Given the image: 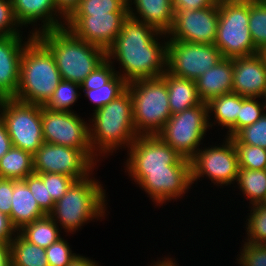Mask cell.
I'll return each mask as SVG.
<instances>
[{"instance_id": "obj_1", "label": "cell", "mask_w": 266, "mask_h": 266, "mask_svg": "<svg viewBox=\"0 0 266 266\" xmlns=\"http://www.w3.org/2000/svg\"><path fill=\"white\" fill-rule=\"evenodd\" d=\"M167 46V34L128 15L106 55L113 65H121L116 74L128 83L161 77L167 71Z\"/></svg>"}, {"instance_id": "obj_2", "label": "cell", "mask_w": 266, "mask_h": 266, "mask_svg": "<svg viewBox=\"0 0 266 266\" xmlns=\"http://www.w3.org/2000/svg\"><path fill=\"white\" fill-rule=\"evenodd\" d=\"M93 114V115H92ZM88 118L93 153L102 158L127 149L138 136L134 127L132 97L127 89ZM111 153V154H110ZM105 154V155H104Z\"/></svg>"}, {"instance_id": "obj_3", "label": "cell", "mask_w": 266, "mask_h": 266, "mask_svg": "<svg viewBox=\"0 0 266 266\" xmlns=\"http://www.w3.org/2000/svg\"><path fill=\"white\" fill-rule=\"evenodd\" d=\"M94 174L75 180L48 214L66 234H74L90 221H102L108 215L106 189Z\"/></svg>"}, {"instance_id": "obj_4", "label": "cell", "mask_w": 266, "mask_h": 266, "mask_svg": "<svg viewBox=\"0 0 266 266\" xmlns=\"http://www.w3.org/2000/svg\"><path fill=\"white\" fill-rule=\"evenodd\" d=\"M36 37L54 56L62 80L81 84L106 59V51L76 37L66 27L38 33Z\"/></svg>"}, {"instance_id": "obj_5", "label": "cell", "mask_w": 266, "mask_h": 266, "mask_svg": "<svg viewBox=\"0 0 266 266\" xmlns=\"http://www.w3.org/2000/svg\"><path fill=\"white\" fill-rule=\"evenodd\" d=\"M62 80L54 56L34 36L21 55L19 85L16 100L44 106Z\"/></svg>"}, {"instance_id": "obj_6", "label": "cell", "mask_w": 266, "mask_h": 266, "mask_svg": "<svg viewBox=\"0 0 266 266\" xmlns=\"http://www.w3.org/2000/svg\"><path fill=\"white\" fill-rule=\"evenodd\" d=\"M134 127L138 136L157 135L171 117L168 91L162 77L128 82Z\"/></svg>"}, {"instance_id": "obj_7", "label": "cell", "mask_w": 266, "mask_h": 266, "mask_svg": "<svg viewBox=\"0 0 266 266\" xmlns=\"http://www.w3.org/2000/svg\"><path fill=\"white\" fill-rule=\"evenodd\" d=\"M249 0H219V20L214 45L222 57L259 53L249 29Z\"/></svg>"}, {"instance_id": "obj_8", "label": "cell", "mask_w": 266, "mask_h": 266, "mask_svg": "<svg viewBox=\"0 0 266 266\" xmlns=\"http://www.w3.org/2000/svg\"><path fill=\"white\" fill-rule=\"evenodd\" d=\"M209 128L207 104L171 115L157 134L184 159L191 160L200 149Z\"/></svg>"}, {"instance_id": "obj_9", "label": "cell", "mask_w": 266, "mask_h": 266, "mask_svg": "<svg viewBox=\"0 0 266 266\" xmlns=\"http://www.w3.org/2000/svg\"><path fill=\"white\" fill-rule=\"evenodd\" d=\"M0 118L6 126L13 147L34 155L44 143L41 105L14 98H1Z\"/></svg>"}, {"instance_id": "obj_10", "label": "cell", "mask_w": 266, "mask_h": 266, "mask_svg": "<svg viewBox=\"0 0 266 266\" xmlns=\"http://www.w3.org/2000/svg\"><path fill=\"white\" fill-rule=\"evenodd\" d=\"M224 139L218 145L215 143L214 146H201L190 160L192 184L197 185L198 180L204 176L220 188L236 183L239 171L238 154L233 140L229 137Z\"/></svg>"}, {"instance_id": "obj_11", "label": "cell", "mask_w": 266, "mask_h": 266, "mask_svg": "<svg viewBox=\"0 0 266 266\" xmlns=\"http://www.w3.org/2000/svg\"><path fill=\"white\" fill-rule=\"evenodd\" d=\"M77 114L41 106L44 142L79 149L97 165L100 159L91 147L89 123Z\"/></svg>"}, {"instance_id": "obj_12", "label": "cell", "mask_w": 266, "mask_h": 266, "mask_svg": "<svg viewBox=\"0 0 266 266\" xmlns=\"http://www.w3.org/2000/svg\"><path fill=\"white\" fill-rule=\"evenodd\" d=\"M126 173L156 207L182 199L193 185L190 165H169V171Z\"/></svg>"}, {"instance_id": "obj_13", "label": "cell", "mask_w": 266, "mask_h": 266, "mask_svg": "<svg viewBox=\"0 0 266 266\" xmlns=\"http://www.w3.org/2000/svg\"><path fill=\"white\" fill-rule=\"evenodd\" d=\"M223 57L214 44L168 40L167 72L195 81Z\"/></svg>"}, {"instance_id": "obj_14", "label": "cell", "mask_w": 266, "mask_h": 266, "mask_svg": "<svg viewBox=\"0 0 266 266\" xmlns=\"http://www.w3.org/2000/svg\"><path fill=\"white\" fill-rule=\"evenodd\" d=\"M125 172L169 171V165H190L158 135H140L129 146Z\"/></svg>"}, {"instance_id": "obj_15", "label": "cell", "mask_w": 266, "mask_h": 266, "mask_svg": "<svg viewBox=\"0 0 266 266\" xmlns=\"http://www.w3.org/2000/svg\"><path fill=\"white\" fill-rule=\"evenodd\" d=\"M173 9L174 19L167 33L168 40L214 44L219 20V0L203 9Z\"/></svg>"}, {"instance_id": "obj_16", "label": "cell", "mask_w": 266, "mask_h": 266, "mask_svg": "<svg viewBox=\"0 0 266 266\" xmlns=\"http://www.w3.org/2000/svg\"><path fill=\"white\" fill-rule=\"evenodd\" d=\"M34 173H60L82 180L96 165L79 149L44 142L33 155Z\"/></svg>"}, {"instance_id": "obj_17", "label": "cell", "mask_w": 266, "mask_h": 266, "mask_svg": "<svg viewBox=\"0 0 266 266\" xmlns=\"http://www.w3.org/2000/svg\"><path fill=\"white\" fill-rule=\"evenodd\" d=\"M129 12H110L107 15H71L65 27L76 37L107 50L120 33Z\"/></svg>"}, {"instance_id": "obj_18", "label": "cell", "mask_w": 266, "mask_h": 266, "mask_svg": "<svg viewBox=\"0 0 266 266\" xmlns=\"http://www.w3.org/2000/svg\"><path fill=\"white\" fill-rule=\"evenodd\" d=\"M11 2L16 20L21 27L32 26L31 31H28L31 35L36 36L43 31L65 27L66 19L57 11L54 0H11Z\"/></svg>"}, {"instance_id": "obj_19", "label": "cell", "mask_w": 266, "mask_h": 266, "mask_svg": "<svg viewBox=\"0 0 266 266\" xmlns=\"http://www.w3.org/2000/svg\"><path fill=\"white\" fill-rule=\"evenodd\" d=\"M23 36L0 37V99L13 98L17 92L21 55L25 45L34 37L30 34L28 38Z\"/></svg>"}, {"instance_id": "obj_20", "label": "cell", "mask_w": 266, "mask_h": 266, "mask_svg": "<svg viewBox=\"0 0 266 266\" xmlns=\"http://www.w3.org/2000/svg\"><path fill=\"white\" fill-rule=\"evenodd\" d=\"M266 90V64L257 53L233 58L232 92L243 97L261 98Z\"/></svg>"}, {"instance_id": "obj_21", "label": "cell", "mask_w": 266, "mask_h": 266, "mask_svg": "<svg viewBox=\"0 0 266 266\" xmlns=\"http://www.w3.org/2000/svg\"><path fill=\"white\" fill-rule=\"evenodd\" d=\"M129 15L160 33L167 34L173 24L172 0H127ZM134 8H133V7Z\"/></svg>"}, {"instance_id": "obj_22", "label": "cell", "mask_w": 266, "mask_h": 266, "mask_svg": "<svg viewBox=\"0 0 266 266\" xmlns=\"http://www.w3.org/2000/svg\"><path fill=\"white\" fill-rule=\"evenodd\" d=\"M195 82L198 97L205 103L211 98L231 93L233 88V58L223 57Z\"/></svg>"}, {"instance_id": "obj_23", "label": "cell", "mask_w": 266, "mask_h": 266, "mask_svg": "<svg viewBox=\"0 0 266 266\" xmlns=\"http://www.w3.org/2000/svg\"><path fill=\"white\" fill-rule=\"evenodd\" d=\"M206 104L209 128L218 124L216 126L227 129L225 137H233L238 132L240 95L234 92L226 93L211 98Z\"/></svg>"}, {"instance_id": "obj_24", "label": "cell", "mask_w": 266, "mask_h": 266, "mask_svg": "<svg viewBox=\"0 0 266 266\" xmlns=\"http://www.w3.org/2000/svg\"><path fill=\"white\" fill-rule=\"evenodd\" d=\"M45 215L25 181L13 180L10 220L17 231Z\"/></svg>"}, {"instance_id": "obj_25", "label": "cell", "mask_w": 266, "mask_h": 266, "mask_svg": "<svg viewBox=\"0 0 266 266\" xmlns=\"http://www.w3.org/2000/svg\"><path fill=\"white\" fill-rule=\"evenodd\" d=\"M161 77L167 85L168 100L172 115L195 107L202 102L198 97L195 81L175 76L167 71Z\"/></svg>"}, {"instance_id": "obj_26", "label": "cell", "mask_w": 266, "mask_h": 266, "mask_svg": "<svg viewBox=\"0 0 266 266\" xmlns=\"http://www.w3.org/2000/svg\"><path fill=\"white\" fill-rule=\"evenodd\" d=\"M18 233L28 242L44 249L62 238L61 229L49 215L24 225Z\"/></svg>"}, {"instance_id": "obj_27", "label": "cell", "mask_w": 266, "mask_h": 266, "mask_svg": "<svg viewBox=\"0 0 266 266\" xmlns=\"http://www.w3.org/2000/svg\"><path fill=\"white\" fill-rule=\"evenodd\" d=\"M34 173L33 155L13 147L0 158V179L22 180Z\"/></svg>"}, {"instance_id": "obj_28", "label": "cell", "mask_w": 266, "mask_h": 266, "mask_svg": "<svg viewBox=\"0 0 266 266\" xmlns=\"http://www.w3.org/2000/svg\"><path fill=\"white\" fill-rule=\"evenodd\" d=\"M236 187L242 192V196L249 200V206L266 201V169L249 170L239 168Z\"/></svg>"}, {"instance_id": "obj_29", "label": "cell", "mask_w": 266, "mask_h": 266, "mask_svg": "<svg viewBox=\"0 0 266 266\" xmlns=\"http://www.w3.org/2000/svg\"><path fill=\"white\" fill-rule=\"evenodd\" d=\"M12 266H49L45 249L25 240L19 233L10 242Z\"/></svg>"}, {"instance_id": "obj_30", "label": "cell", "mask_w": 266, "mask_h": 266, "mask_svg": "<svg viewBox=\"0 0 266 266\" xmlns=\"http://www.w3.org/2000/svg\"><path fill=\"white\" fill-rule=\"evenodd\" d=\"M127 85L128 83L119 74H116L100 88L82 91L85 97L94 105L93 110H91L94 112L123 94L127 90Z\"/></svg>"}, {"instance_id": "obj_31", "label": "cell", "mask_w": 266, "mask_h": 266, "mask_svg": "<svg viewBox=\"0 0 266 266\" xmlns=\"http://www.w3.org/2000/svg\"><path fill=\"white\" fill-rule=\"evenodd\" d=\"M81 84L61 80L52 94L50 100L44 105L50 110L76 112L72 107L81 98Z\"/></svg>"}, {"instance_id": "obj_32", "label": "cell", "mask_w": 266, "mask_h": 266, "mask_svg": "<svg viewBox=\"0 0 266 266\" xmlns=\"http://www.w3.org/2000/svg\"><path fill=\"white\" fill-rule=\"evenodd\" d=\"M249 209L250 213H247L245 221L247 236L243 242L266 244V203H256L249 206Z\"/></svg>"}, {"instance_id": "obj_33", "label": "cell", "mask_w": 266, "mask_h": 266, "mask_svg": "<svg viewBox=\"0 0 266 266\" xmlns=\"http://www.w3.org/2000/svg\"><path fill=\"white\" fill-rule=\"evenodd\" d=\"M248 26L254 45L260 50L266 45V4L249 0Z\"/></svg>"}, {"instance_id": "obj_34", "label": "cell", "mask_w": 266, "mask_h": 266, "mask_svg": "<svg viewBox=\"0 0 266 266\" xmlns=\"http://www.w3.org/2000/svg\"><path fill=\"white\" fill-rule=\"evenodd\" d=\"M110 12H129L127 0H81L72 15H107Z\"/></svg>"}, {"instance_id": "obj_35", "label": "cell", "mask_w": 266, "mask_h": 266, "mask_svg": "<svg viewBox=\"0 0 266 266\" xmlns=\"http://www.w3.org/2000/svg\"><path fill=\"white\" fill-rule=\"evenodd\" d=\"M231 139L234 144H247L266 149V114L252 125L240 129Z\"/></svg>"}, {"instance_id": "obj_36", "label": "cell", "mask_w": 266, "mask_h": 266, "mask_svg": "<svg viewBox=\"0 0 266 266\" xmlns=\"http://www.w3.org/2000/svg\"><path fill=\"white\" fill-rule=\"evenodd\" d=\"M238 154L239 168L249 170L266 169V149L247 144H234Z\"/></svg>"}, {"instance_id": "obj_37", "label": "cell", "mask_w": 266, "mask_h": 266, "mask_svg": "<svg viewBox=\"0 0 266 266\" xmlns=\"http://www.w3.org/2000/svg\"><path fill=\"white\" fill-rule=\"evenodd\" d=\"M259 99V100H258ZM264 114L261 98L240 96V112L238 115V131L252 125Z\"/></svg>"}, {"instance_id": "obj_38", "label": "cell", "mask_w": 266, "mask_h": 266, "mask_svg": "<svg viewBox=\"0 0 266 266\" xmlns=\"http://www.w3.org/2000/svg\"><path fill=\"white\" fill-rule=\"evenodd\" d=\"M23 180L33 194L35 200L38 202L41 210L48 215L53 210L55 201L52 197H48L47 185H44L42 178L38 174L33 173Z\"/></svg>"}, {"instance_id": "obj_39", "label": "cell", "mask_w": 266, "mask_h": 266, "mask_svg": "<svg viewBox=\"0 0 266 266\" xmlns=\"http://www.w3.org/2000/svg\"><path fill=\"white\" fill-rule=\"evenodd\" d=\"M36 174L42 178L44 185H47L48 197H52L55 202L64 196L67 189L75 181L74 178L60 173Z\"/></svg>"}, {"instance_id": "obj_40", "label": "cell", "mask_w": 266, "mask_h": 266, "mask_svg": "<svg viewBox=\"0 0 266 266\" xmlns=\"http://www.w3.org/2000/svg\"><path fill=\"white\" fill-rule=\"evenodd\" d=\"M116 69L115 65L106 59L84 79L81 83V89L91 90L100 88L116 75Z\"/></svg>"}, {"instance_id": "obj_41", "label": "cell", "mask_w": 266, "mask_h": 266, "mask_svg": "<svg viewBox=\"0 0 266 266\" xmlns=\"http://www.w3.org/2000/svg\"><path fill=\"white\" fill-rule=\"evenodd\" d=\"M21 25L16 20L11 0H0V37L23 35Z\"/></svg>"}, {"instance_id": "obj_42", "label": "cell", "mask_w": 266, "mask_h": 266, "mask_svg": "<svg viewBox=\"0 0 266 266\" xmlns=\"http://www.w3.org/2000/svg\"><path fill=\"white\" fill-rule=\"evenodd\" d=\"M71 250L69 242L64 237L57 242L52 243L45 249L49 266H67L70 261L77 255Z\"/></svg>"}, {"instance_id": "obj_43", "label": "cell", "mask_w": 266, "mask_h": 266, "mask_svg": "<svg viewBox=\"0 0 266 266\" xmlns=\"http://www.w3.org/2000/svg\"><path fill=\"white\" fill-rule=\"evenodd\" d=\"M243 243L237 255V264L239 266H266V244Z\"/></svg>"}, {"instance_id": "obj_44", "label": "cell", "mask_w": 266, "mask_h": 266, "mask_svg": "<svg viewBox=\"0 0 266 266\" xmlns=\"http://www.w3.org/2000/svg\"><path fill=\"white\" fill-rule=\"evenodd\" d=\"M13 180L0 179V212L10 217Z\"/></svg>"}, {"instance_id": "obj_45", "label": "cell", "mask_w": 266, "mask_h": 266, "mask_svg": "<svg viewBox=\"0 0 266 266\" xmlns=\"http://www.w3.org/2000/svg\"><path fill=\"white\" fill-rule=\"evenodd\" d=\"M17 233L18 231L12 225L10 217L0 212V242L10 244Z\"/></svg>"}, {"instance_id": "obj_46", "label": "cell", "mask_w": 266, "mask_h": 266, "mask_svg": "<svg viewBox=\"0 0 266 266\" xmlns=\"http://www.w3.org/2000/svg\"><path fill=\"white\" fill-rule=\"evenodd\" d=\"M218 0H172L173 8H187L191 10L203 9L214 5Z\"/></svg>"}, {"instance_id": "obj_47", "label": "cell", "mask_w": 266, "mask_h": 266, "mask_svg": "<svg viewBox=\"0 0 266 266\" xmlns=\"http://www.w3.org/2000/svg\"><path fill=\"white\" fill-rule=\"evenodd\" d=\"M81 0H54L57 11L67 20L80 5Z\"/></svg>"}, {"instance_id": "obj_48", "label": "cell", "mask_w": 266, "mask_h": 266, "mask_svg": "<svg viewBox=\"0 0 266 266\" xmlns=\"http://www.w3.org/2000/svg\"><path fill=\"white\" fill-rule=\"evenodd\" d=\"M12 148V142L6 126L0 118V158Z\"/></svg>"}, {"instance_id": "obj_49", "label": "cell", "mask_w": 266, "mask_h": 266, "mask_svg": "<svg viewBox=\"0 0 266 266\" xmlns=\"http://www.w3.org/2000/svg\"><path fill=\"white\" fill-rule=\"evenodd\" d=\"M0 266H12V254L9 243L0 242Z\"/></svg>"}, {"instance_id": "obj_50", "label": "cell", "mask_w": 266, "mask_h": 266, "mask_svg": "<svg viewBox=\"0 0 266 266\" xmlns=\"http://www.w3.org/2000/svg\"><path fill=\"white\" fill-rule=\"evenodd\" d=\"M67 266H101L97 261L93 259H89V257H85L82 254L75 255V257L70 261Z\"/></svg>"}, {"instance_id": "obj_51", "label": "cell", "mask_w": 266, "mask_h": 266, "mask_svg": "<svg viewBox=\"0 0 266 266\" xmlns=\"http://www.w3.org/2000/svg\"><path fill=\"white\" fill-rule=\"evenodd\" d=\"M163 259V260H162ZM162 259H158V261H152V264L148 265V266H179L176 258H170L169 255L168 257H162ZM178 264V265H177Z\"/></svg>"}, {"instance_id": "obj_52", "label": "cell", "mask_w": 266, "mask_h": 266, "mask_svg": "<svg viewBox=\"0 0 266 266\" xmlns=\"http://www.w3.org/2000/svg\"><path fill=\"white\" fill-rule=\"evenodd\" d=\"M259 54L262 56L263 61L266 64V45L259 50Z\"/></svg>"}, {"instance_id": "obj_53", "label": "cell", "mask_w": 266, "mask_h": 266, "mask_svg": "<svg viewBox=\"0 0 266 266\" xmlns=\"http://www.w3.org/2000/svg\"><path fill=\"white\" fill-rule=\"evenodd\" d=\"M263 107H264V114H266V90L264 91L262 97H261Z\"/></svg>"}, {"instance_id": "obj_54", "label": "cell", "mask_w": 266, "mask_h": 266, "mask_svg": "<svg viewBox=\"0 0 266 266\" xmlns=\"http://www.w3.org/2000/svg\"><path fill=\"white\" fill-rule=\"evenodd\" d=\"M257 1H259V2H262V3L266 4V0H257Z\"/></svg>"}]
</instances>
